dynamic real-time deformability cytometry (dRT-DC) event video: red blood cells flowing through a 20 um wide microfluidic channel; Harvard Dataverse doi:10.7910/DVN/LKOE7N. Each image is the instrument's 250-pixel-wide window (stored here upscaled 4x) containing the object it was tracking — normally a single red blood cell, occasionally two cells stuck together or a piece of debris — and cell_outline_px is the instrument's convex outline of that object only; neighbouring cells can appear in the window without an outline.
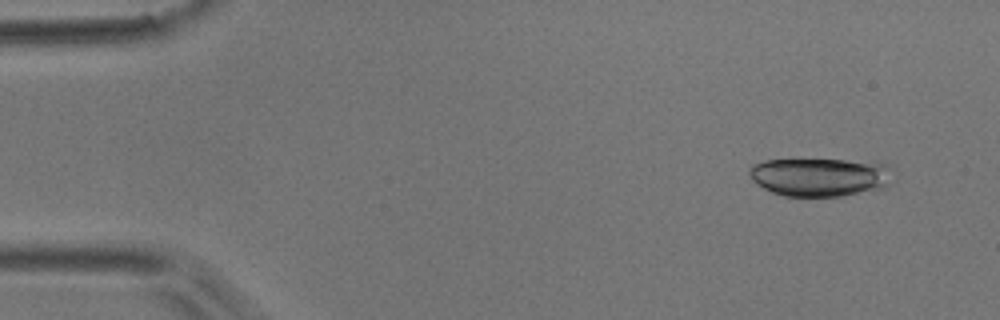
{"species": "common noctule bat (a hibernating species)", "species_latin": "Nyctalus noctula", "temperature_condition": "room temperature", "stored_images_in_passage": 49, "camera_frame_rate_fps": 3000, "um_per_image_px": 0.085, "animal": {"sex": "male", "body_mass_g": 17.9}, "frame": {"image": 1, "passage_image": 1, "time_ms": 0.0, "image_size_px": [1000, 320], "cell_outline_px": [[888, 184], [884, 188], [840, 196], [784, 196], [772, 192], [756, 184], [752, 180], [748, 172], [748, 168], [752, 164], [764, 160], [792, 156], [872, 160], [884, 164], [888, 180]], "centroid_in_image_um": [69.56, 14.96], "position_along_channel_um": 15.4, "area_um2": 33.47}}
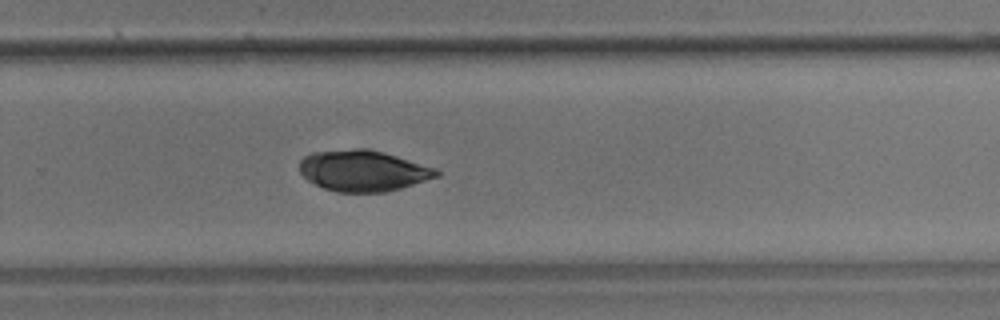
{"frame": {"image": 2, "passage_image": 31, "time_ms": 10.0, "image_size_px": [1000, 320], "cell_outline_px": [[440, 176], [400, 188], [384, 192], [336, 192], [324, 188], [308, 180], [300, 172], [300, 160], [304, 156], [312, 152], [356, 148], [368, 148], [384, 152], [436, 168], [440, 172]], "centroid_in_image_um": [30.87, 14.5], "position_along_channel_um": 298.9, "area_um2": 32.71}}
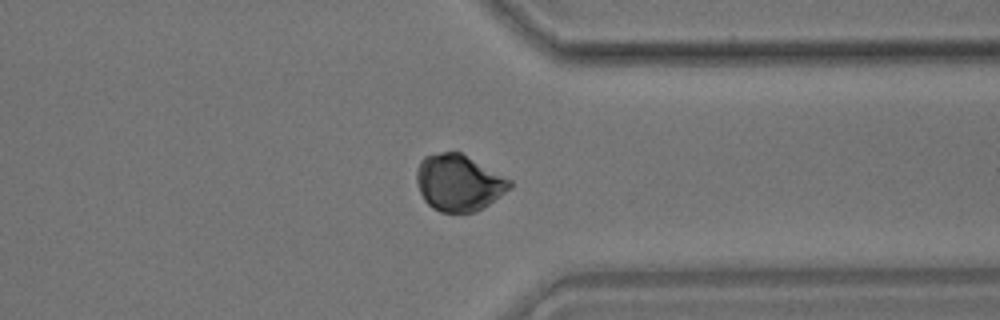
{"frame": {"image": 3, "passage_image": 37, "time_ms": 12.0, "image_size_px": [1000, 320], "cell_outline_px": [[512, 188], [476, 212], [440, 212], [432, 208], [424, 200], [420, 192], [416, 180], [416, 172], [420, 160], [424, 156], [440, 152], [460, 152], [512, 180]], "centroid_in_image_um": [38.98, 15.53], "position_along_channel_um": 372.4, "area_um2": 30.63}}